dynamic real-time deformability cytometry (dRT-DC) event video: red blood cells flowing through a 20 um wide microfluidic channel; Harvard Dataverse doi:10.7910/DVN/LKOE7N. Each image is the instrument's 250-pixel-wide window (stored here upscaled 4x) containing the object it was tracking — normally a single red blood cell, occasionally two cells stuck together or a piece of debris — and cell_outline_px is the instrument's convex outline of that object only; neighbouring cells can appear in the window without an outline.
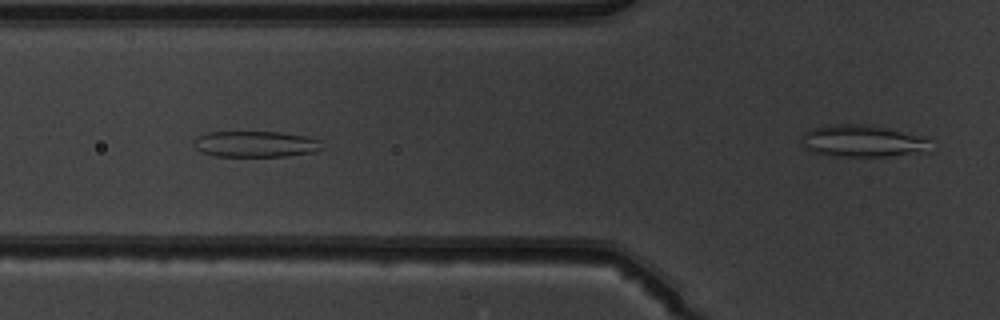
{"species": "common noctule bat (a hibernating species)", "species_latin": "Nyctalus noctula", "temperature_condition": "warm", "stored_images_in_passage": 25, "camera_frame_rate_fps": 3000, "um_per_image_px": 0.085, "animal": {"sex": "male", "body_mass_g": 19.5, "forearm_length_mm": 54.6}, "frame": {"image": 1, "passage_image": 3, "time_ms": 0.667, "image_size_px": [1000, 320], "cell_outline_px": [[324, 148], [316, 152], [288, 156], [216, 156], [200, 152], [196, 148], [196, 136], [208, 132], [280, 132], [304, 136], [320, 140]], "centroid_in_image_um": [21.77, 12.25], "position_along_channel_um": 104.0, "area_um2": 19.48}}
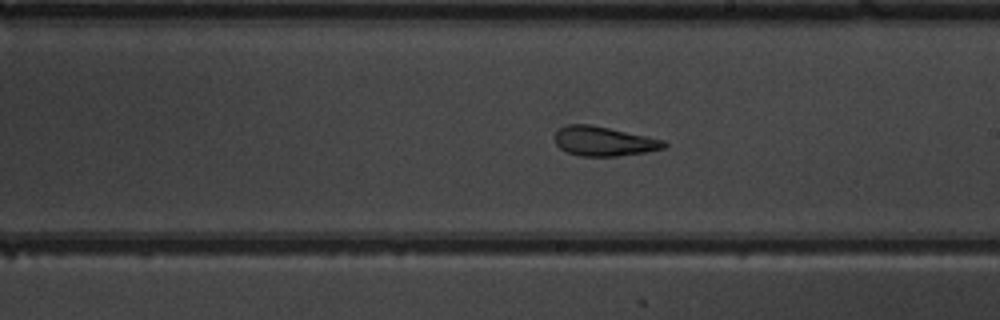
{"frame": {"image": 2, "passage_image": 13, "time_ms": 4.0, "image_size_px": [1000, 320], "cell_outline_px": [[668, 144], [664, 148], [644, 152], [616, 156], [580, 156], [568, 152], [560, 148], [556, 144], [556, 132], [560, 128], [568, 124], [588, 124], [608, 128], [664, 140]], "centroid_in_image_um": [51.31, 12.01], "position_along_channel_um": 237.7, "area_um2": 18.38}}
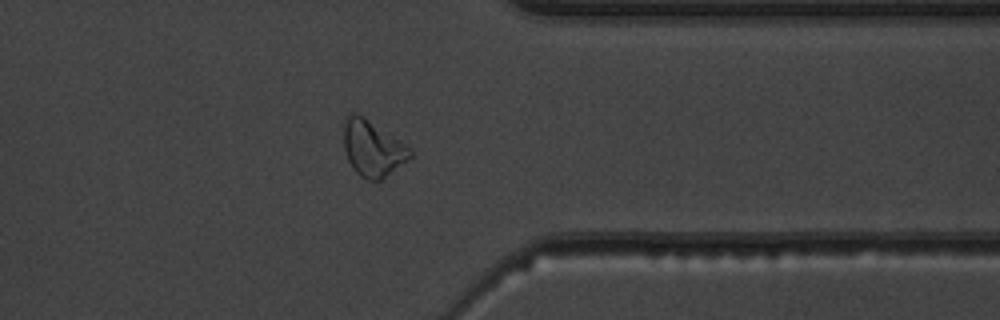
{"frame": {"image": 3, "passage_image": 24, "time_ms": 7.667, "image_size_px": [1000, 320], "cell_outline_px": [[412, 156], [408, 160], [380, 180], [368, 180], [360, 176], [356, 172], [348, 160], [344, 148], [344, 116], [348, 112], [352, 112], [364, 116], [400, 140], [412, 152]], "centroid_in_image_um": [31.64, 12.58], "position_along_channel_um": 379.8, "area_um2": 21.56}}